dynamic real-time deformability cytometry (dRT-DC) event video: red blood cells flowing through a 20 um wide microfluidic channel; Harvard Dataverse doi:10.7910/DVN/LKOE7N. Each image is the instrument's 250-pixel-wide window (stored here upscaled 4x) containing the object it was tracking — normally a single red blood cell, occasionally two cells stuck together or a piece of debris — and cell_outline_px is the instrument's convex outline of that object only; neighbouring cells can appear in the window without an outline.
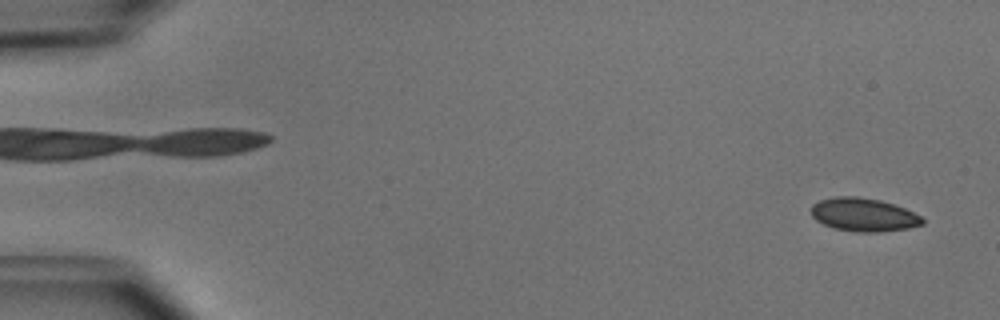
{"species": "common noctule bat (a hibernating species)", "species_latin": "Nyctalus noctula", "temperature_condition": "cold", "stored_images_in_passage": 51, "camera_frame_rate_fps": 3000, "um_per_image_px": 0.085, "animal": {"sex": "male", "body_mass_g": 15.6}, "frame": {"image": 1, "passage_image": 3, "time_ms": 0.667, "image_size_px": [1000, 320], "cell_outline_px": [[924, 224], [908, 228], [880, 232], [856, 232], [836, 228], [824, 224], [816, 220], [812, 216], [812, 204], [820, 200], [836, 196], [856, 196], [880, 200], [904, 208], [920, 216], [924, 220]], "centroid_in_image_um": [73.4, 18.25], "position_along_channel_um": 11.6, "area_um2": 21.44}}
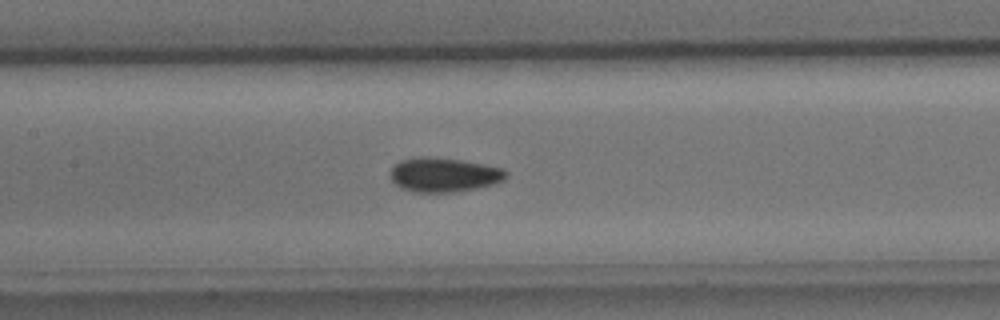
{"frame": {"image": 2, "passage_image": 25, "time_ms": 8.0, "image_size_px": [1000, 320], "cell_outline_px": [[508, 176], [504, 180], [496, 184], [456, 192], [412, 192], [396, 184], [392, 180], [392, 168], [400, 160], [420, 156], [428, 156], [460, 160], [504, 168], [508, 172]], "centroid_in_image_um": [37.79, 14.85], "position_along_channel_um": 169.6, "area_um2": 23.12}}
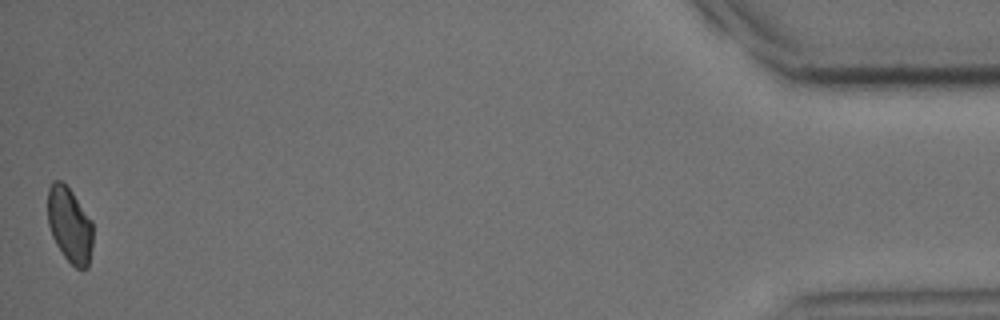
{"frame": {"image": 3, "passage_image": 51, "time_ms": 16.667, "image_size_px": [1000, 320], "cell_outline_px": [[92, 244], [88, 268], [76, 268], [64, 256], [56, 244], [52, 236], [48, 224], [48, 188], [52, 180], [60, 180], [72, 192], [92, 220]], "centroid_in_image_um": [5.91, 19.11], "position_along_channel_um": 429.3, "area_um2": 19.77}, "authors_computed_cell_mechanics": {"area_um2": 21.6172, "velocity_mm_per_s": 3.9809, "shape_relaxation_time_tau1_ms": 3.6092, "shape_relaxation_time_tau2_ms": 5.3474, "deformation_change_tau1": 0.0579, "deformation_change_tau2": 0.0737}}